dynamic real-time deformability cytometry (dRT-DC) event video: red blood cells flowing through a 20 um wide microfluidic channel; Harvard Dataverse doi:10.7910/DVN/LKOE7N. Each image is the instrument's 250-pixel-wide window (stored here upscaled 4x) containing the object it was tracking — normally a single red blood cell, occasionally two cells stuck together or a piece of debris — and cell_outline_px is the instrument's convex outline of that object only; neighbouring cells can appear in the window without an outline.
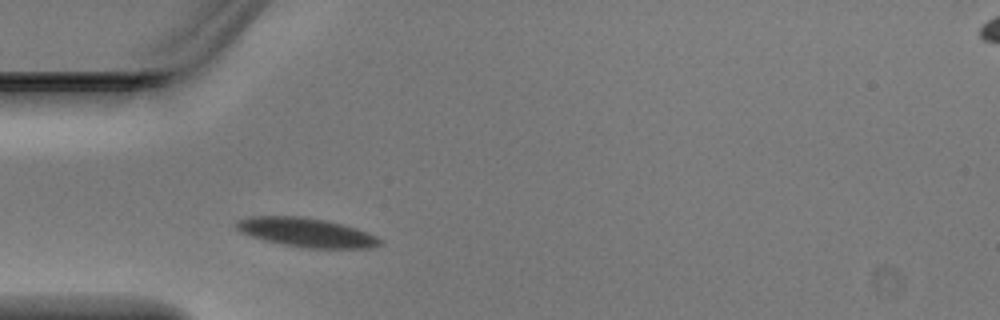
{"species": "Egyptian fruit bat (a non-hibernating species)", "species_latin": "Rousettus aegyptiacus", "temperature_condition": "warm", "stored_images_in_passage": 1, "camera_frame_rate_fps": 3000, "um_per_image_px": 0.085, "animal": {"sex": "male"}, "frame": {"image": 1, "passage_image": 1, "time_ms": 0.0, "image_size_px": [1000, 320], "cell_outline_px": [[384, 244], [376, 248], [308, 248], [284, 244], [264, 240], [240, 232], [236, 228], [236, 220], [248, 216], [300, 216], [324, 220], [356, 228], [368, 232], [384, 240]], "centroid_in_image_um": [26.08, 19.76], "position_along_channel_um": 58.9, "area_um2": 24.39}}